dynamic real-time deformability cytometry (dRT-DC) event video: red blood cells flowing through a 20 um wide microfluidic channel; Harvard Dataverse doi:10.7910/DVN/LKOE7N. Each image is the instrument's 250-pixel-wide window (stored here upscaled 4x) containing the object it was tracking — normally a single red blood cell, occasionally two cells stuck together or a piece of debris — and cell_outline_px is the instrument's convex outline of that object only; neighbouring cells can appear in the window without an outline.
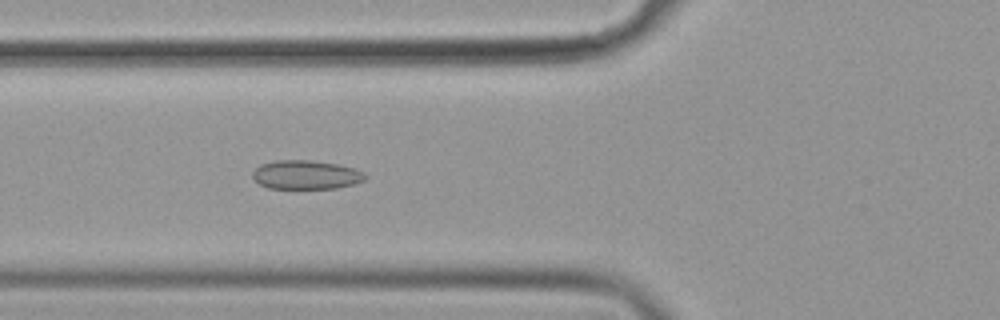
{"species": "common noctule bat (a hibernating species)", "species_latin": "Nyctalus noctula", "temperature_condition": "cold", "stored_images_in_passage": 54, "camera_frame_rate_fps": 3000, "um_per_image_px": 0.085, "animal": {"sex": "female", "body_mass_g": 19.9}, "frame": {"image": 1, "passage_image": 19, "time_ms": 6.0, "image_size_px": [1000, 320], "cell_outline_px": [[368, 176], [364, 180], [356, 184], [336, 188], [268, 188], [260, 184], [252, 176], [252, 172], [260, 164], [276, 160], [312, 160], [340, 164], [356, 168], [364, 172]], "centroid_in_image_um": [26.06, 14.84], "position_along_channel_um": 99.7, "area_um2": 19.19}}
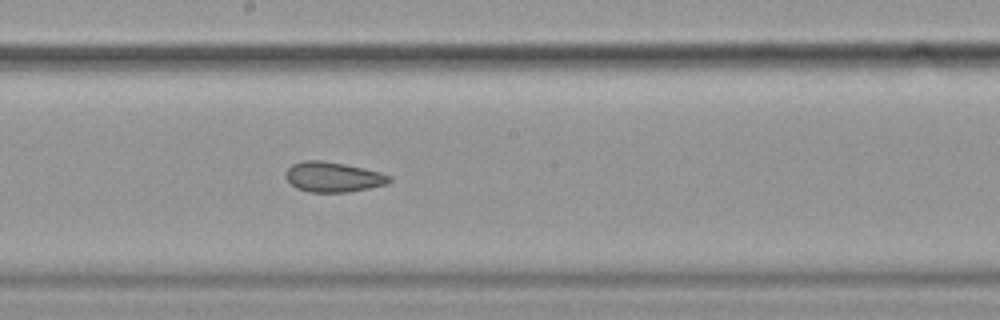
{"frame": {"image": 2, "passage_image": 29, "time_ms": 9.333, "image_size_px": [1000, 320], "cell_outline_px": [[392, 180], [388, 184], [348, 192], [308, 192], [296, 188], [284, 176], [284, 172], [292, 164], [304, 160], [320, 160], [344, 164], [364, 168], [380, 172], [392, 176]], "centroid_in_image_um": [28.31, 15.04], "position_along_channel_um": 219.9, "area_um2": 18.26}}
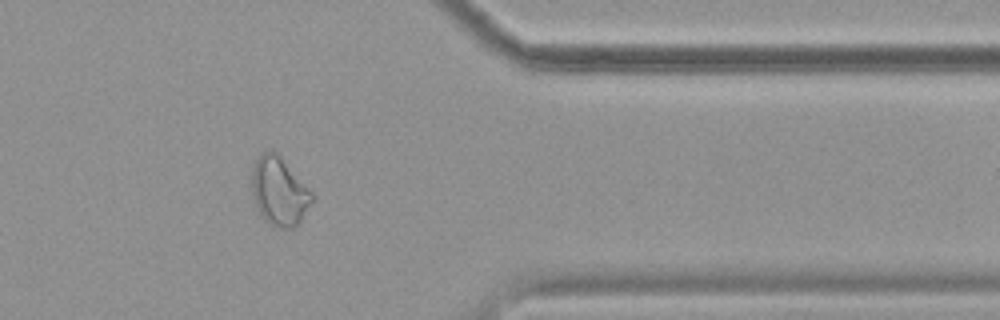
{"frame": {"image": 3, "passage_image": 44, "time_ms": 14.333, "image_size_px": [1000, 320], "cell_outline_px": [[312, 204], [300, 220], [292, 228], [280, 228], [268, 224], [260, 216], [252, 192], [252, 164], [260, 152], [268, 148], [272, 148], [280, 156], [312, 192]], "centroid_in_image_um": [23.69, 16.23], "position_along_channel_um": 387.7, "area_um2": 24.1}, "authors_computed_cell_mechanics": {"area_um2": 20.1722, "velocity_mm_per_s": 3.6002, "shape_relaxation_time_tau1_ms": null, "shape_relaxation_time_tau2_ms": 2.9185, "deformation_change_tau1": null, "deformation_change_tau2": 0.0795}}